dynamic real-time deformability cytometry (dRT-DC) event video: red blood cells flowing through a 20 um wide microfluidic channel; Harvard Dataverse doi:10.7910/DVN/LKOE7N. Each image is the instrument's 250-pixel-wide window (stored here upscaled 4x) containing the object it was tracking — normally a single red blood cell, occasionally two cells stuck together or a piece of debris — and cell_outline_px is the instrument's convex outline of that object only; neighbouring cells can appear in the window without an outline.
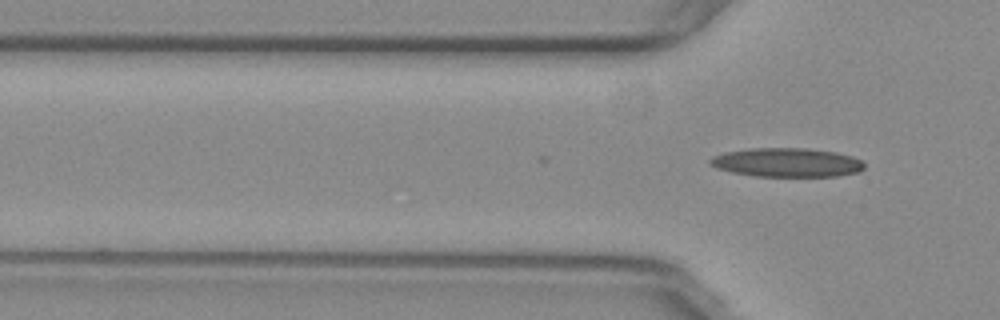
{"species": "common noctule bat (a hibernating species)", "species_latin": "Nyctalus noctula", "temperature_condition": "warm", "stored_images_in_passage": 4, "camera_frame_rate_fps": 3000, "um_per_image_px": 0.085, "animal": {"sex": "female", "body_mass_g": 29.2, "forearm_length_mm": 56.3}, "frame": {"image": 1, "passage_image": 4, "time_ms": 1.0, "image_size_px": [1000, 320], "cell_outline_px": [[864, 168], [860, 172], [836, 176], [756, 176], [732, 172], [716, 168], [708, 164], [708, 160], [712, 156], [724, 152], [752, 148], [804, 148], [836, 152], [852, 156], [860, 160], [864, 164]], "centroid_in_image_um": [66.86, 13.81], "position_along_channel_um": 58.9, "area_um2": 26.07}}